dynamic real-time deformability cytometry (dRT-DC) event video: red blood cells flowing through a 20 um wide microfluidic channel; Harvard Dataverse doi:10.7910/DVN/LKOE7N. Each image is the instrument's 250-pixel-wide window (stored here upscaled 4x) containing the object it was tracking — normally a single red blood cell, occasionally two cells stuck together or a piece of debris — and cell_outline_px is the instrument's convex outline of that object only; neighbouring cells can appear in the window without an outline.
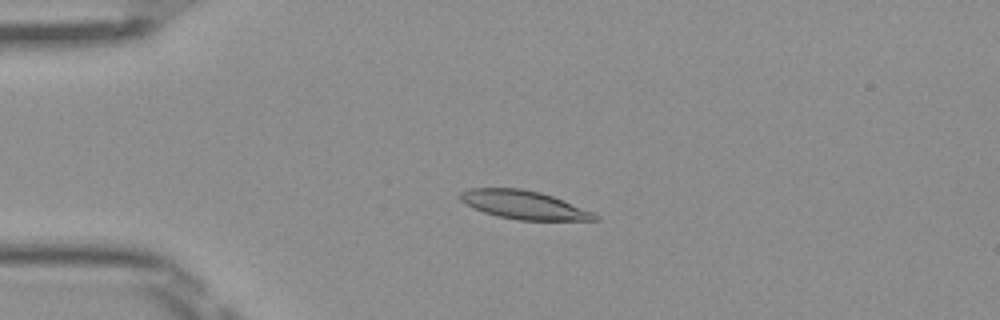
{"species": "Egyptian fruit bat (a non-hibernating species)", "species_latin": "Rousettus aegyptiacus", "temperature_condition": "room temperature", "stored_images_in_passage": 50, "camera_frame_rate_fps": 3000, "um_per_image_px": 0.085, "frame": {"image": 1, "passage_image": 12, "time_ms": 3.667, "image_size_px": [1000, 320], "cell_outline_px": [[600, 220], [520, 220], [496, 216], [484, 212], [460, 200], [460, 192], [468, 188], [520, 188], [540, 192], [552, 196], [592, 212], [600, 216]], "centroid_in_image_um": [44.53, 17.41], "position_along_channel_um": 40.5, "area_um2": 22.02}}
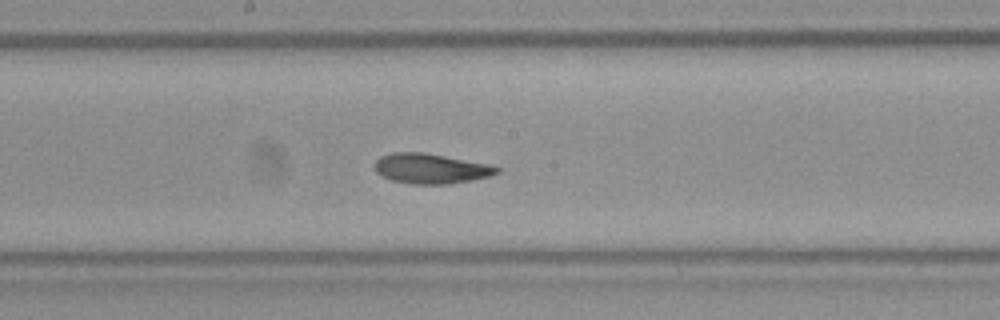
{"frame": {"image": 2, "passage_image": 27, "time_ms": 8.667, "image_size_px": [1000, 320], "cell_outline_px": [[500, 172], [488, 176], [472, 180], [448, 184], [412, 184], [392, 180], [380, 176], [376, 172], [376, 160], [380, 156], [392, 152], [424, 152], [488, 164], [500, 168]], "centroid_in_image_um": [36.59, 14.33], "position_along_channel_um": 211.6, "area_um2": 21.33}}
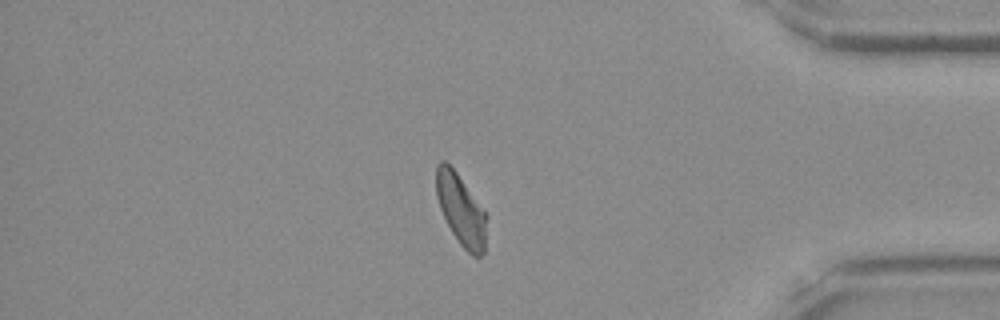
{"frame": {"image": 3, "passage_image": 43, "time_ms": 14.0, "image_size_px": [1000, 320], "cell_outline_px": [[484, 252], [480, 256], [472, 256], [460, 244], [452, 232], [440, 208], [436, 196], [436, 164], [440, 160], [444, 160], [456, 172], [484, 208]], "centroid_in_image_um": [39.14, 17.78], "position_along_channel_um": 396.1, "area_um2": 20.35}, "authors_computed_cell_mechanics": {"area_um2": 21.9062, "velocity_mm_per_s": 4.0148, "shape_relaxation_time_tau1_ms": 4.5865, "shape_relaxation_time_tau2_ms": 1.6185, "deformation_change_tau1": 0.1462, "deformation_change_tau2": 0.078}}